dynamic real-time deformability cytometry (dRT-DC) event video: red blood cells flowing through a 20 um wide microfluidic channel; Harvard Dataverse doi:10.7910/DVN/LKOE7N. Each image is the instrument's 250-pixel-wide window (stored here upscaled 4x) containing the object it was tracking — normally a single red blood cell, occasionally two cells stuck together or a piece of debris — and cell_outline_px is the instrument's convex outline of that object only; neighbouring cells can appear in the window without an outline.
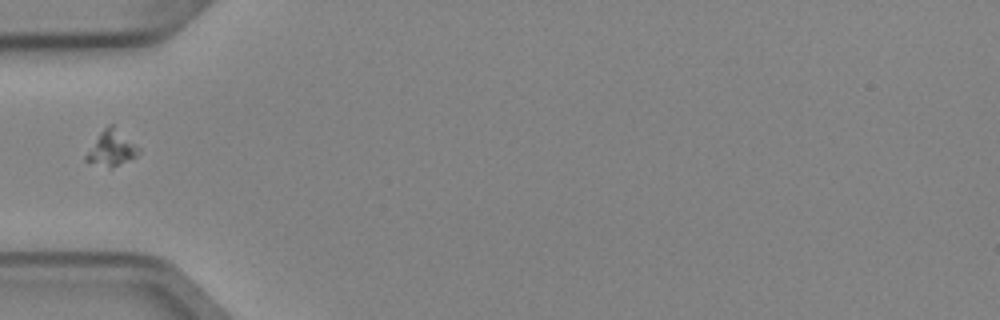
{"species": "Egyptian fruit bat (a non-hibernating species)", "species_latin": "Rousettus aegyptiacus", "temperature_condition": "cold", "stored_images_in_passage": 5, "camera_frame_rate_fps": 3000, "um_per_image_px": 0.085, "animal": {"sex": "female"}, "frame": {"image": 1, "passage_image": 5, "time_ms": 1.333, "image_size_px": [1000, 320], "cell_outline_px": [[140, 152], [136, 156], [108, 168], [84, 160], [84, 156], [100, 132], [108, 124], [112, 124], [140, 148]], "centroid_in_image_um": [9.46, 12.59], "position_along_channel_um": 75.5, "area_um2": 10.52}}